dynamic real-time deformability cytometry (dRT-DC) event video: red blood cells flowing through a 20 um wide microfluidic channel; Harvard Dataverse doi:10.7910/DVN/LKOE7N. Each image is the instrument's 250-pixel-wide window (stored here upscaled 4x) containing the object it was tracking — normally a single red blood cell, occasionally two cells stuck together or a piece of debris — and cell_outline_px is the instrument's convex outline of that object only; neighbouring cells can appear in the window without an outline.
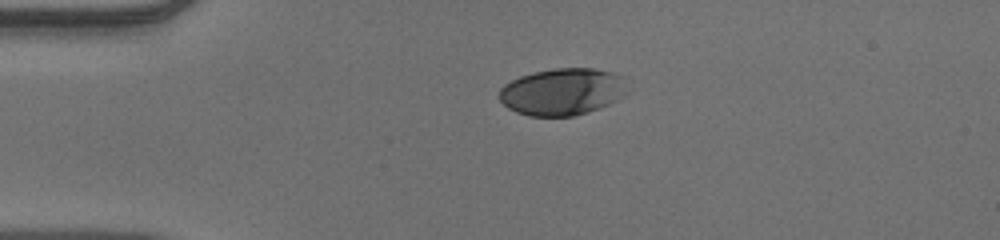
{"species": "human", "species_latin": "Homo sapiens", "temperature_condition": "warm", "stored_images_in_passage": 42, "camera_frame_rate_fps": 3000, "um_per_image_px": 0.085, "donor": {"sex": "male"}, "frame": {"image": 1, "passage_image": 1, "time_ms": 0.0, "image_size_px": [1000, 240], "cell_outline_px": [[624, 76], [616, 100], [600, 108], [588, 112], [572, 116], [528, 116], [516, 112], [508, 108], [496, 96], [500, 88], [504, 84], [520, 76], [532, 72], [556, 68], [592, 68], [612, 72]], "centroid_in_image_um": [47.67, 7.8], "position_along_channel_um": 37.3, "area_um2": 34.62}}
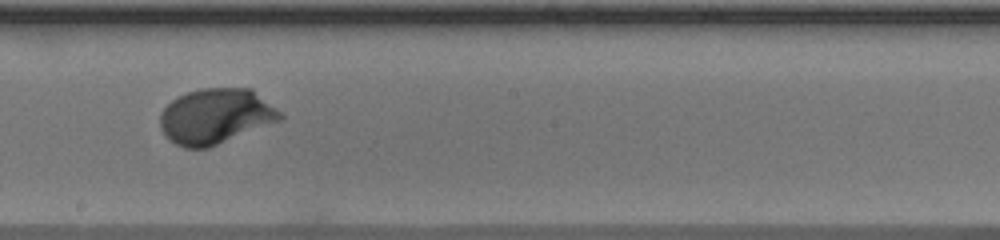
{"frame": {"image": 2, "passage_image": 19, "time_ms": 6.0, "image_size_px": [1000, 240], "cell_outline_px": [[284, 120], [208, 148], [184, 148], [168, 140], [164, 136], [160, 128], [160, 112], [176, 96], [200, 88], [252, 88], [276, 108], [284, 116]], "centroid_in_image_um": [18.33, 9.89], "position_along_channel_um": 229.9, "area_um2": 39.19}}
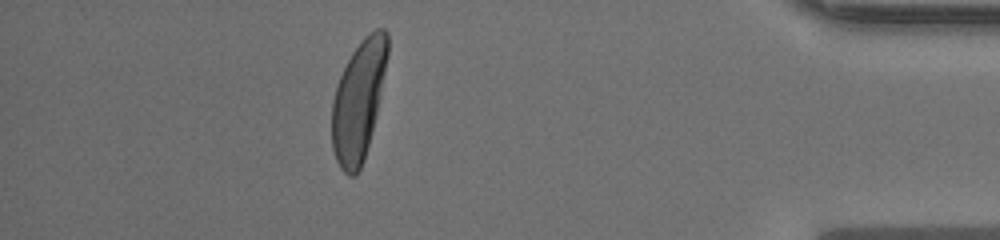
{"frame": {"image": 3, "passage_image": 36, "time_ms": 11.667, "image_size_px": [1000, 240], "cell_outline_px": [[388, 52], [376, 116], [364, 160], [356, 176], [348, 176], [340, 168], [336, 160], [332, 148], [332, 100], [340, 76], [352, 52], [364, 36], [376, 28], [384, 28], [388, 32]], "centroid_in_image_um": [30.47, 8.56], "position_along_channel_um": 404.7, "area_um2": 38.55}, "authors_computed_cell_mechanics": {"area_um2": 37.6856, "velocity_mm_per_s": 3.8743, "shape_relaxation_time_tau1_ms": 2.2094, "shape_relaxation_time_tau2_ms": null, "deformation_change_tau1": 0.1694, "deformation_change_tau2": null}}